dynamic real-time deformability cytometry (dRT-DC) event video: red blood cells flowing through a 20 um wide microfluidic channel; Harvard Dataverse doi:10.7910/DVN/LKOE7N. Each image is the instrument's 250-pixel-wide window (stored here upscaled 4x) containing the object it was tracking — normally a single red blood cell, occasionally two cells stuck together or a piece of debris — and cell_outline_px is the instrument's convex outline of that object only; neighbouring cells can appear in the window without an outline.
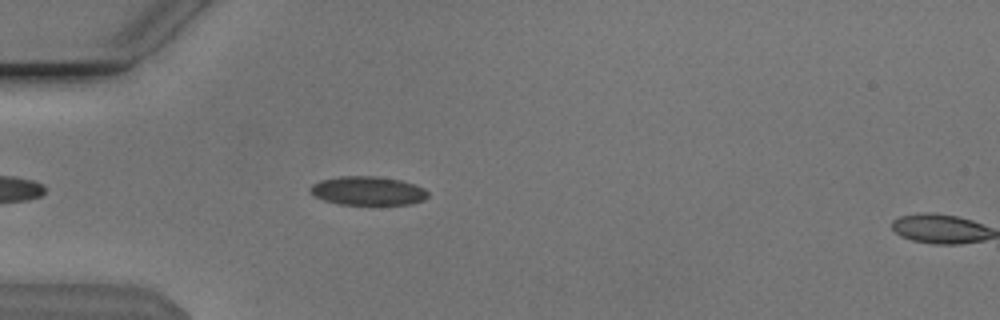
{"species": "Egyptian fruit bat (a non-hibernating species)", "species_latin": "Rousettus aegyptiacus", "temperature_condition": "cold", "stored_images_in_passage": 7, "camera_frame_rate_fps": 3000, "um_per_image_px": 0.085, "animal": {"sex": "male"}, "frame": {"image": 1, "passage_image": 6, "time_ms": 1.667, "image_size_px": [1000, 320], "cell_outline_px": [[428, 196], [424, 200], [412, 204], [340, 204], [324, 200], [316, 196], [308, 188], [312, 184], [320, 180], [340, 176], [376, 176], [400, 180], [424, 188], [428, 192]], "centroid_in_image_um": [31.27, 16.21], "position_along_channel_um": 53.7, "area_um2": 19.59}}